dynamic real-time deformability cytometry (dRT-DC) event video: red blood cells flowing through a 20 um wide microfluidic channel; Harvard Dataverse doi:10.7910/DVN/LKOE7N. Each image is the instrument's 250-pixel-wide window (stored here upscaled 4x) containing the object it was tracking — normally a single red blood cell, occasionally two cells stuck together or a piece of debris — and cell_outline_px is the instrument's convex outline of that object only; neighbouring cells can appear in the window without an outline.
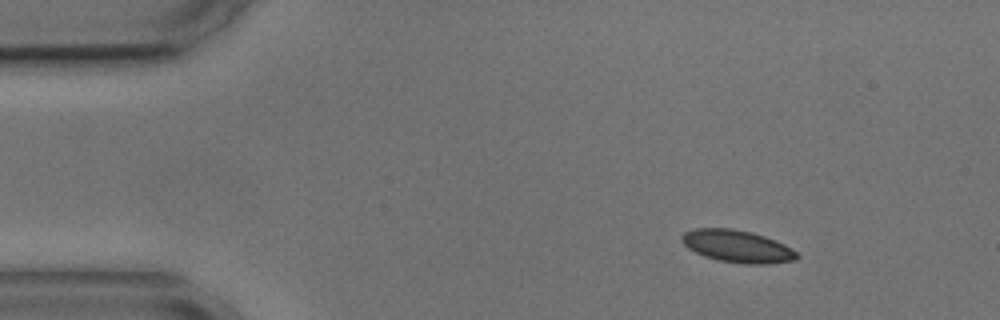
{"species": "common noctule bat (a hibernating species)", "species_latin": "Nyctalus noctula", "temperature_condition": "cold", "stored_images_in_passage": 49, "camera_frame_rate_fps": 3000, "um_per_image_px": 0.085, "animal": {"sex": "male", "body_mass_g": 17.9, "forearm_length_mm": 54.2}, "frame": {"image": 1, "passage_image": 1, "time_ms": 0.0, "image_size_px": [1000, 320], "cell_outline_px": [[800, 256], [796, 260], [768, 264], [744, 264], [720, 260], [704, 256], [688, 248], [680, 240], [680, 236], [684, 232], [696, 228], [732, 228], [752, 232], [776, 240], [784, 244], [796, 252]], "centroid_in_image_um": [62.67, 20.93], "position_along_channel_um": 22.3, "area_um2": 21.73}}
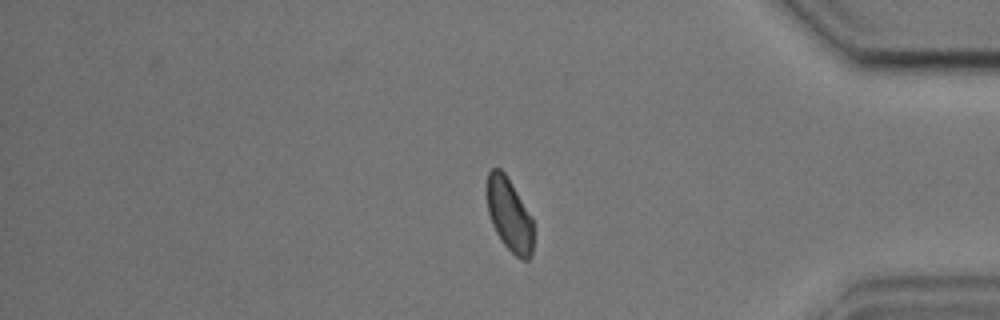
{"frame": {"image": 2, "passage_image": 40, "time_ms": 13.0, "image_size_px": [1000, 320], "cell_outline_px": [[532, 256], [528, 260], [520, 260], [504, 244], [496, 232], [492, 224], [488, 212], [488, 172], [492, 168], [500, 168], [504, 172], [532, 216]], "centroid_in_image_um": [43.31, 18.28], "position_along_channel_um": 391.9, "area_um2": 19.48}}
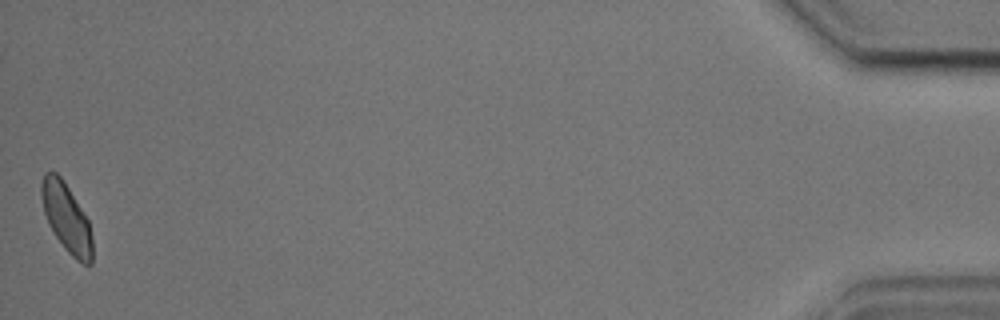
{"frame": {"image": 3, "passage_image": 49, "time_ms": 16.0, "image_size_px": [1000, 320], "cell_outline_px": [[92, 264], [84, 264], [76, 260], [64, 248], [48, 224], [44, 212], [40, 196], [40, 184], [44, 172], [56, 172], [64, 180], [88, 220], [92, 236]], "centroid_in_image_um": [5.63, 18.49], "position_along_channel_um": 429.6, "area_um2": 20.4}, "authors_computed_cell_mechanics": {"area_um2": 20.8658, "velocity_mm_per_s": 3.5759, "shape_relaxation_time_tau1_ms": 6.2929, "shape_relaxation_time_tau2_ms": 1.3882, "deformation_change_tau1": 0.0823, "deformation_change_tau2": 0.0544}}